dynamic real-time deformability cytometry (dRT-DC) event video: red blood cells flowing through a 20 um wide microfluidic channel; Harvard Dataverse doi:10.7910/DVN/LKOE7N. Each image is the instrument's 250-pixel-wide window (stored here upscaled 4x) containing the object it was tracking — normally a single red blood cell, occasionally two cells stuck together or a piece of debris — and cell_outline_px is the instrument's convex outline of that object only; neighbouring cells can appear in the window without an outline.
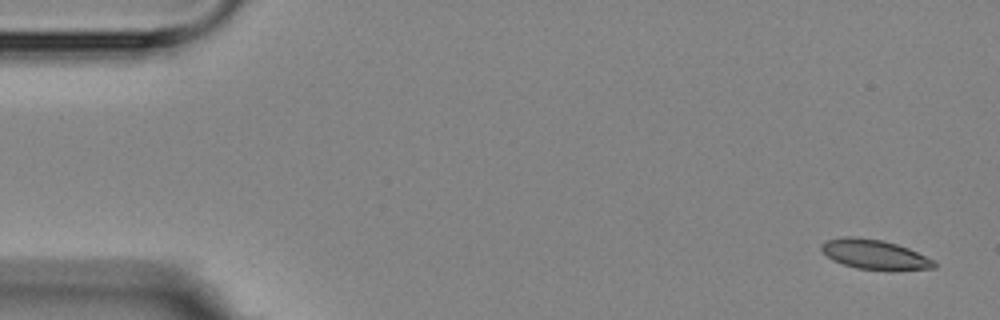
{"species": "Egyptian fruit bat (a non-hibernating species)", "species_latin": "Rousettus aegyptiacus", "temperature_condition": "room temperature", "stored_images_in_passage": 5, "camera_frame_rate_fps": 3000, "um_per_image_px": 0.085, "animal": {"sex": "female"}, "frame": {"image": 1, "passage_image": 1, "time_ms": 0.0, "image_size_px": [1000, 320], "cell_outline_px": [[936, 268], [856, 268], [832, 260], [820, 248], [820, 244], [828, 240], [844, 236], [852, 236], [880, 240], [896, 244], [908, 248], [936, 260]], "centroid_in_image_um": [74.3, 21.59], "position_along_channel_um": 10.7, "area_um2": 18.73}}